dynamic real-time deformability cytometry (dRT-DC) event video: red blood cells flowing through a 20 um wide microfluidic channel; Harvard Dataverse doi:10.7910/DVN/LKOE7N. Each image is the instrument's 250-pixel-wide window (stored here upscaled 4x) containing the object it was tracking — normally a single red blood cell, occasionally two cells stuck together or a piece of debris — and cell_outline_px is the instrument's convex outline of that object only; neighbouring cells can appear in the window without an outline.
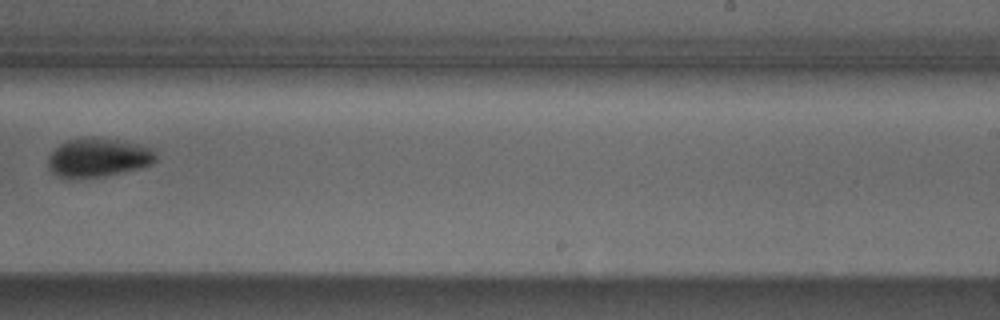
{"species": "Egyptian fruit bat (a non-hibernating species)", "species_latin": "Rousettus aegyptiacus", "temperature_condition": "cold", "stored_images_in_passage": 9, "camera_frame_rate_fps": 3000, "um_per_image_px": 0.085, "animal": {"sex": "male"}, "frame": {"image": 1, "passage_image": 8, "time_ms": 9.333, "image_size_px": [1000, 320], "cell_outline_px": [[156, 160], [148, 164], [136, 168], [104, 176], [68, 180], [56, 176], [48, 168], [48, 156], [60, 144], [68, 140], [88, 136], [92, 136], [120, 140], [140, 144], [152, 148], [156, 152]], "centroid_in_image_um": [8.29, 13.39], "position_along_channel_um": 280.7, "area_um2": 24.68}}